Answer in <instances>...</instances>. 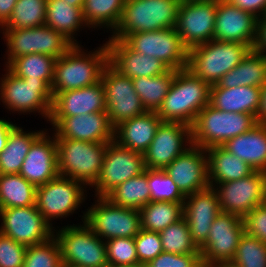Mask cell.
<instances>
[{
    "instance_id": "f907efd6",
    "label": "cell",
    "mask_w": 266,
    "mask_h": 267,
    "mask_svg": "<svg viewBox=\"0 0 266 267\" xmlns=\"http://www.w3.org/2000/svg\"><path fill=\"white\" fill-rule=\"evenodd\" d=\"M234 6L251 12L257 18L266 15V0H229Z\"/></svg>"
},
{
    "instance_id": "5b68a950",
    "label": "cell",
    "mask_w": 266,
    "mask_h": 267,
    "mask_svg": "<svg viewBox=\"0 0 266 267\" xmlns=\"http://www.w3.org/2000/svg\"><path fill=\"white\" fill-rule=\"evenodd\" d=\"M256 124V119L251 114L224 112L208 104L199 112L191 126L192 145L203 149L222 146Z\"/></svg>"
},
{
    "instance_id": "f546056e",
    "label": "cell",
    "mask_w": 266,
    "mask_h": 267,
    "mask_svg": "<svg viewBox=\"0 0 266 267\" xmlns=\"http://www.w3.org/2000/svg\"><path fill=\"white\" fill-rule=\"evenodd\" d=\"M206 152L208 153V179L211 187L216 183L244 178L254 171L247 163L223 146L210 147L206 149Z\"/></svg>"
},
{
    "instance_id": "836d02e7",
    "label": "cell",
    "mask_w": 266,
    "mask_h": 267,
    "mask_svg": "<svg viewBox=\"0 0 266 267\" xmlns=\"http://www.w3.org/2000/svg\"><path fill=\"white\" fill-rule=\"evenodd\" d=\"M37 187L18 174H0V209L36 203Z\"/></svg>"
},
{
    "instance_id": "e0dca14e",
    "label": "cell",
    "mask_w": 266,
    "mask_h": 267,
    "mask_svg": "<svg viewBox=\"0 0 266 267\" xmlns=\"http://www.w3.org/2000/svg\"><path fill=\"white\" fill-rule=\"evenodd\" d=\"M244 232L243 218L220 212L211 225L207 241L199 248L202 265L231 262Z\"/></svg>"
},
{
    "instance_id": "7bdbcfd3",
    "label": "cell",
    "mask_w": 266,
    "mask_h": 267,
    "mask_svg": "<svg viewBox=\"0 0 266 267\" xmlns=\"http://www.w3.org/2000/svg\"><path fill=\"white\" fill-rule=\"evenodd\" d=\"M23 267H63L55 236L44 243L27 246Z\"/></svg>"
},
{
    "instance_id": "277c9868",
    "label": "cell",
    "mask_w": 266,
    "mask_h": 267,
    "mask_svg": "<svg viewBox=\"0 0 266 267\" xmlns=\"http://www.w3.org/2000/svg\"><path fill=\"white\" fill-rule=\"evenodd\" d=\"M251 50L249 45L242 43L211 40L189 49L187 69L213 85L236 67Z\"/></svg>"
},
{
    "instance_id": "d590c367",
    "label": "cell",
    "mask_w": 266,
    "mask_h": 267,
    "mask_svg": "<svg viewBox=\"0 0 266 267\" xmlns=\"http://www.w3.org/2000/svg\"><path fill=\"white\" fill-rule=\"evenodd\" d=\"M176 71L169 69L158 76L132 79L134 89L146 111H157L159 109L171 88Z\"/></svg>"
},
{
    "instance_id": "7c38bea8",
    "label": "cell",
    "mask_w": 266,
    "mask_h": 267,
    "mask_svg": "<svg viewBox=\"0 0 266 267\" xmlns=\"http://www.w3.org/2000/svg\"><path fill=\"white\" fill-rule=\"evenodd\" d=\"M83 188L85 185L80 181L58 175L37 187L36 208L52 227L51 220L67 217L81 206L80 204L86 199L84 193L86 190Z\"/></svg>"
},
{
    "instance_id": "b9f144b4",
    "label": "cell",
    "mask_w": 266,
    "mask_h": 267,
    "mask_svg": "<svg viewBox=\"0 0 266 267\" xmlns=\"http://www.w3.org/2000/svg\"><path fill=\"white\" fill-rule=\"evenodd\" d=\"M148 186L150 202H184L186 197L169 174L161 169H148Z\"/></svg>"
},
{
    "instance_id": "ee69618b",
    "label": "cell",
    "mask_w": 266,
    "mask_h": 267,
    "mask_svg": "<svg viewBox=\"0 0 266 267\" xmlns=\"http://www.w3.org/2000/svg\"><path fill=\"white\" fill-rule=\"evenodd\" d=\"M231 262L237 267H266V243L244 232Z\"/></svg>"
},
{
    "instance_id": "f1b7e54d",
    "label": "cell",
    "mask_w": 266,
    "mask_h": 267,
    "mask_svg": "<svg viewBox=\"0 0 266 267\" xmlns=\"http://www.w3.org/2000/svg\"><path fill=\"white\" fill-rule=\"evenodd\" d=\"M222 146L254 171L266 173V125L257 123L249 131L231 138Z\"/></svg>"
},
{
    "instance_id": "7dc6e473",
    "label": "cell",
    "mask_w": 266,
    "mask_h": 267,
    "mask_svg": "<svg viewBox=\"0 0 266 267\" xmlns=\"http://www.w3.org/2000/svg\"><path fill=\"white\" fill-rule=\"evenodd\" d=\"M27 247L0 233V267H23Z\"/></svg>"
},
{
    "instance_id": "484cf974",
    "label": "cell",
    "mask_w": 266,
    "mask_h": 267,
    "mask_svg": "<svg viewBox=\"0 0 266 267\" xmlns=\"http://www.w3.org/2000/svg\"><path fill=\"white\" fill-rule=\"evenodd\" d=\"M94 112H107L105 90L101 81L58 93L53 98L50 117H70Z\"/></svg>"
},
{
    "instance_id": "9a60e30c",
    "label": "cell",
    "mask_w": 266,
    "mask_h": 267,
    "mask_svg": "<svg viewBox=\"0 0 266 267\" xmlns=\"http://www.w3.org/2000/svg\"><path fill=\"white\" fill-rule=\"evenodd\" d=\"M146 169L143 153L108 142L103 167L95 187L96 197H106L120 183L141 174Z\"/></svg>"
},
{
    "instance_id": "d6986e66",
    "label": "cell",
    "mask_w": 266,
    "mask_h": 267,
    "mask_svg": "<svg viewBox=\"0 0 266 267\" xmlns=\"http://www.w3.org/2000/svg\"><path fill=\"white\" fill-rule=\"evenodd\" d=\"M186 143L189 145H185ZM186 146H192L191 126L180 122H162L143 153L145 167L164 170L189 148Z\"/></svg>"
},
{
    "instance_id": "db71d44e",
    "label": "cell",
    "mask_w": 266,
    "mask_h": 267,
    "mask_svg": "<svg viewBox=\"0 0 266 267\" xmlns=\"http://www.w3.org/2000/svg\"><path fill=\"white\" fill-rule=\"evenodd\" d=\"M255 119L256 123L266 125V82L261 87V98Z\"/></svg>"
},
{
    "instance_id": "f5cc1de1",
    "label": "cell",
    "mask_w": 266,
    "mask_h": 267,
    "mask_svg": "<svg viewBox=\"0 0 266 267\" xmlns=\"http://www.w3.org/2000/svg\"><path fill=\"white\" fill-rule=\"evenodd\" d=\"M17 0H0V27L10 18Z\"/></svg>"
},
{
    "instance_id": "60d3db41",
    "label": "cell",
    "mask_w": 266,
    "mask_h": 267,
    "mask_svg": "<svg viewBox=\"0 0 266 267\" xmlns=\"http://www.w3.org/2000/svg\"><path fill=\"white\" fill-rule=\"evenodd\" d=\"M163 252L172 254L200 253L189 232L187 221L182 217L159 233Z\"/></svg>"
},
{
    "instance_id": "603a6c76",
    "label": "cell",
    "mask_w": 266,
    "mask_h": 267,
    "mask_svg": "<svg viewBox=\"0 0 266 267\" xmlns=\"http://www.w3.org/2000/svg\"><path fill=\"white\" fill-rule=\"evenodd\" d=\"M220 212L217 194L211 186L185 197L183 217L198 248L207 241L211 225Z\"/></svg>"
},
{
    "instance_id": "52a82bcc",
    "label": "cell",
    "mask_w": 266,
    "mask_h": 267,
    "mask_svg": "<svg viewBox=\"0 0 266 267\" xmlns=\"http://www.w3.org/2000/svg\"><path fill=\"white\" fill-rule=\"evenodd\" d=\"M59 229L57 239L63 267H109L106 243L85 223Z\"/></svg>"
},
{
    "instance_id": "8d00e7d4",
    "label": "cell",
    "mask_w": 266,
    "mask_h": 267,
    "mask_svg": "<svg viewBox=\"0 0 266 267\" xmlns=\"http://www.w3.org/2000/svg\"><path fill=\"white\" fill-rule=\"evenodd\" d=\"M184 202H149L140 211L141 229L160 233L183 217Z\"/></svg>"
},
{
    "instance_id": "44dd1931",
    "label": "cell",
    "mask_w": 266,
    "mask_h": 267,
    "mask_svg": "<svg viewBox=\"0 0 266 267\" xmlns=\"http://www.w3.org/2000/svg\"><path fill=\"white\" fill-rule=\"evenodd\" d=\"M55 128V138L80 140L84 142H111L114 127L107 112H94L70 117H50Z\"/></svg>"
},
{
    "instance_id": "ffe728a7",
    "label": "cell",
    "mask_w": 266,
    "mask_h": 267,
    "mask_svg": "<svg viewBox=\"0 0 266 267\" xmlns=\"http://www.w3.org/2000/svg\"><path fill=\"white\" fill-rule=\"evenodd\" d=\"M258 18L234 6L229 0H217L213 40L238 42L255 48Z\"/></svg>"
},
{
    "instance_id": "7402d4cb",
    "label": "cell",
    "mask_w": 266,
    "mask_h": 267,
    "mask_svg": "<svg viewBox=\"0 0 266 267\" xmlns=\"http://www.w3.org/2000/svg\"><path fill=\"white\" fill-rule=\"evenodd\" d=\"M206 153V154H205ZM164 171L185 195L208 188V156L206 149L190 146L176 157Z\"/></svg>"
},
{
    "instance_id": "ac0fdd59",
    "label": "cell",
    "mask_w": 266,
    "mask_h": 267,
    "mask_svg": "<svg viewBox=\"0 0 266 267\" xmlns=\"http://www.w3.org/2000/svg\"><path fill=\"white\" fill-rule=\"evenodd\" d=\"M0 217V233L26 247L48 241L56 231L45 221L36 205L3 208Z\"/></svg>"
},
{
    "instance_id": "d6a6232c",
    "label": "cell",
    "mask_w": 266,
    "mask_h": 267,
    "mask_svg": "<svg viewBox=\"0 0 266 267\" xmlns=\"http://www.w3.org/2000/svg\"><path fill=\"white\" fill-rule=\"evenodd\" d=\"M26 133L22 128L15 126L9 132L7 144L0 153V174L20 173L23 161L29 151L31 144L43 133Z\"/></svg>"
},
{
    "instance_id": "c3c4849f",
    "label": "cell",
    "mask_w": 266,
    "mask_h": 267,
    "mask_svg": "<svg viewBox=\"0 0 266 267\" xmlns=\"http://www.w3.org/2000/svg\"><path fill=\"white\" fill-rule=\"evenodd\" d=\"M148 267H203L200 253L172 254L162 252L151 260Z\"/></svg>"
},
{
    "instance_id": "1f68e13d",
    "label": "cell",
    "mask_w": 266,
    "mask_h": 267,
    "mask_svg": "<svg viewBox=\"0 0 266 267\" xmlns=\"http://www.w3.org/2000/svg\"><path fill=\"white\" fill-rule=\"evenodd\" d=\"M45 25L60 32L73 45H78L74 34L81 26H86L82 7L71 6L64 0H47ZM76 41V42H75Z\"/></svg>"
},
{
    "instance_id": "11a10c76",
    "label": "cell",
    "mask_w": 266,
    "mask_h": 267,
    "mask_svg": "<svg viewBox=\"0 0 266 267\" xmlns=\"http://www.w3.org/2000/svg\"><path fill=\"white\" fill-rule=\"evenodd\" d=\"M15 125L4 119H0V153L3 151L7 144L9 132Z\"/></svg>"
},
{
    "instance_id": "816d5d0a",
    "label": "cell",
    "mask_w": 266,
    "mask_h": 267,
    "mask_svg": "<svg viewBox=\"0 0 266 267\" xmlns=\"http://www.w3.org/2000/svg\"><path fill=\"white\" fill-rule=\"evenodd\" d=\"M254 49L266 56V15L258 18L257 42Z\"/></svg>"
},
{
    "instance_id": "8fae6325",
    "label": "cell",
    "mask_w": 266,
    "mask_h": 267,
    "mask_svg": "<svg viewBox=\"0 0 266 267\" xmlns=\"http://www.w3.org/2000/svg\"><path fill=\"white\" fill-rule=\"evenodd\" d=\"M123 41L135 52L157 58L170 69L182 70L188 66L189 49L175 28L132 33Z\"/></svg>"
},
{
    "instance_id": "4dcf8cb0",
    "label": "cell",
    "mask_w": 266,
    "mask_h": 267,
    "mask_svg": "<svg viewBox=\"0 0 266 267\" xmlns=\"http://www.w3.org/2000/svg\"><path fill=\"white\" fill-rule=\"evenodd\" d=\"M266 82V56L255 49L230 72L226 73L219 81L218 85L225 88L238 86L262 87Z\"/></svg>"
},
{
    "instance_id": "681fc988",
    "label": "cell",
    "mask_w": 266,
    "mask_h": 267,
    "mask_svg": "<svg viewBox=\"0 0 266 267\" xmlns=\"http://www.w3.org/2000/svg\"><path fill=\"white\" fill-rule=\"evenodd\" d=\"M246 234L266 243V202L253 208L243 217Z\"/></svg>"
},
{
    "instance_id": "4316f807",
    "label": "cell",
    "mask_w": 266,
    "mask_h": 267,
    "mask_svg": "<svg viewBox=\"0 0 266 267\" xmlns=\"http://www.w3.org/2000/svg\"><path fill=\"white\" fill-rule=\"evenodd\" d=\"M162 122L156 111H146L116 126L114 141L129 150L144 153Z\"/></svg>"
},
{
    "instance_id": "6da1fadb",
    "label": "cell",
    "mask_w": 266,
    "mask_h": 267,
    "mask_svg": "<svg viewBox=\"0 0 266 267\" xmlns=\"http://www.w3.org/2000/svg\"><path fill=\"white\" fill-rule=\"evenodd\" d=\"M211 85L189 69L177 70L168 94L156 111L163 122L192 126L199 112L210 104Z\"/></svg>"
},
{
    "instance_id": "f6af8a7d",
    "label": "cell",
    "mask_w": 266,
    "mask_h": 267,
    "mask_svg": "<svg viewBox=\"0 0 266 267\" xmlns=\"http://www.w3.org/2000/svg\"><path fill=\"white\" fill-rule=\"evenodd\" d=\"M109 267L139 264L134 238L119 237L105 240Z\"/></svg>"
},
{
    "instance_id": "7a4b0ae2",
    "label": "cell",
    "mask_w": 266,
    "mask_h": 267,
    "mask_svg": "<svg viewBox=\"0 0 266 267\" xmlns=\"http://www.w3.org/2000/svg\"><path fill=\"white\" fill-rule=\"evenodd\" d=\"M109 63L107 44L86 54L80 45H73L56 60L51 85L53 98L60 92L84 88L101 81V74Z\"/></svg>"
},
{
    "instance_id": "e575fe53",
    "label": "cell",
    "mask_w": 266,
    "mask_h": 267,
    "mask_svg": "<svg viewBox=\"0 0 266 267\" xmlns=\"http://www.w3.org/2000/svg\"><path fill=\"white\" fill-rule=\"evenodd\" d=\"M106 198L115 205L140 210L150 202L148 169L146 168L141 174L120 183Z\"/></svg>"
},
{
    "instance_id": "d4e9b609",
    "label": "cell",
    "mask_w": 266,
    "mask_h": 267,
    "mask_svg": "<svg viewBox=\"0 0 266 267\" xmlns=\"http://www.w3.org/2000/svg\"><path fill=\"white\" fill-rule=\"evenodd\" d=\"M106 44L109 63L131 79L158 76L170 69L157 58L135 52L121 39H109Z\"/></svg>"
},
{
    "instance_id": "cb8c5ba5",
    "label": "cell",
    "mask_w": 266,
    "mask_h": 267,
    "mask_svg": "<svg viewBox=\"0 0 266 267\" xmlns=\"http://www.w3.org/2000/svg\"><path fill=\"white\" fill-rule=\"evenodd\" d=\"M45 131L31 144L20 169V175L39 187L56 178L58 173L57 144Z\"/></svg>"
},
{
    "instance_id": "ba28073f",
    "label": "cell",
    "mask_w": 266,
    "mask_h": 267,
    "mask_svg": "<svg viewBox=\"0 0 266 267\" xmlns=\"http://www.w3.org/2000/svg\"><path fill=\"white\" fill-rule=\"evenodd\" d=\"M7 74L0 81V99L11 111L37 112L50 119L53 95L44 80L20 78L6 67Z\"/></svg>"
},
{
    "instance_id": "83f0119b",
    "label": "cell",
    "mask_w": 266,
    "mask_h": 267,
    "mask_svg": "<svg viewBox=\"0 0 266 267\" xmlns=\"http://www.w3.org/2000/svg\"><path fill=\"white\" fill-rule=\"evenodd\" d=\"M260 98L261 88L257 86L225 88L216 83L210 88V105L224 112L247 113L256 117Z\"/></svg>"
},
{
    "instance_id": "74e56055",
    "label": "cell",
    "mask_w": 266,
    "mask_h": 267,
    "mask_svg": "<svg viewBox=\"0 0 266 267\" xmlns=\"http://www.w3.org/2000/svg\"><path fill=\"white\" fill-rule=\"evenodd\" d=\"M56 60L53 56L34 53L14 58L5 67L20 78L44 80L51 87Z\"/></svg>"
},
{
    "instance_id": "680465c9",
    "label": "cell",
    "mask_w": 266,
    "mask_h": 267,
    "mask_svg": "<svg viewBox=\"0 0 266 267\" xmlns=\"http://www.w3.org/2000/svg\"><path fill=\"white\" fill-rule=\"evenodd\" d=\"M127 267H148L147 264H136V265H130V266H127Z\"/></svg>"
},
{
    "instance_id": "f35d334b",
    "label": "cell",
    "mask_w": 266,
    "mask_h": 267,
    "mask_svg": "<svg viewBox=\"0 0 266 267\" xmlns=\"http://www.w3.org/2000/svg\"><path fill=\"white\" fill-rule=\"evenodd\" d=\"M125 0H84L83 19L88 27L110 28L113 32L118 25Z\"/></svg>"
},
{
    "instance_id": "bcb514c9",
    "label": "cell",
    "mask_w": 266,
    "mask_h": 267,
    "mask_svg": "<svg viewBox=\"0 0 266 267\" xmlns=\"http://www.w3.org/2000/svg\"><path fill=\"white\" fill-rule=\"evenodd\" d=\"M138 261L148 264L163 252L161 238L158 232L141 229L134 238Z\"/></svg>"
},
{
    "instance_id": "5bb4252c",
    "label": "cell",
    "mask_w": 266,
    "mask_h": 267,
    "mask_svg": "<svg viewBox=\"0 0 266 267\" xmlns=\"http://www.w3.org/2000/svg\"><path fill=\"white\" fill-rule=\"evenodd\" d=\"M101 82L105 90L107 114L114 128L121 122L146 112L132 79L122 75L110 63L103 69Z\"/></svg>"
},
{
    "instance_id": "30bf717a",
    "label": "cell",
    "mask_w": 266,
    "mask_h": 267,
    "mask_svg": "<svg viewBox=\"0 0 266 267\" xmlns=\"http://www.w3.org/2000/svg\"><path fill=\"white\" fill-rule=\"evenodd\" d=\"M2 30L8 48L6 66L14 58L34 53L53 56L58 59L73 46L60 32L47 25Z\"/></svg>"
},
{
    "instance_id": "2e32d148",
    "label": "cell",
    "mask_w": 266,
    "mask_h": 267,
    "mask_svg": "<svg viewBox=\"0 0 266 267\" xmlns=\"http://www.w3.org/2000/svg\"><path fill=\"white\" fill-rule=\"evenodd\" d=\"M216 10L217 0L181 1L174 28L188 49L213 40Z\"/></svg>"
},
{
    "instance_id": "6f0895ef",
    "label": "cell",
    "mask_w": 266,
    "mask_h": 267,
    "mask_svg": "<svg viewBox=\"0 0 266 267\" xmlns=\"http://www.w3.org/2000/svg\"><path fill=\"white\" fill-rule=\"evenodd\" d=\"M70 3L71 6L82 7L84 0H64Z\"/></svg>"
},
{
    "instance_id": "9c48e42d",
    "label": "cell",
    "mask_w": 266,
    "mask_h": 267,
    "mask_svg": "<svg viewBox=\"0 0 266 267\" xmlns=\"http://www.w3.org/2000/svg\"><path fill=\"white\" fill-rule=\"evenodd\" d=\"M97 203L82 217L92 231L106 240L128 237L135 238L141 230L140 211L113 204L106 197H96Z\"/></svg>"
},
{
    "instance_id": "8992f818",
    "label": "cell",
    "mask_w": 266,
    "mask_h": 267,
    "mask_svg": "<svg viewBox=\"0 0 266 267\" xmlns=\"http://www.w3.org/2000/svg\"><path fill=\"white\" fill-rule=\"evenodd\" d=\"M56 144L59 175L93 187L103 167L108 142L56 138Z\"/></svg>"
},
{
    "instance_id": "3957f363",
    "label": "cell",
    "mask_w": 266,
    "mask_h": 267,
    "mask_svg": "<svg viewBox=\"0 0 266 267\" xmlns=\"http://www.w3.org/2000/svg\"><path fill=\"white\" fill-rule=\"evenodd\" d=\"M182 0H125L118 25L109 39L129 34L174 28Z\"/></svg>"
},
{
    "instance_id": "ab89813d",
    "label": "cell",
    "mask_w": 266,
    "mask_h": 267,
    "mask_svg": "<svg viewBox=\"0 0 266 267\" xmlns=\"http://www.w3.org/2000/svg\"><path fill=\"white\" fill-rule=\"evenodd\" d=\"M47 0H17L2 29L33 28L45 25Z\"/></svg>"
},
{
    "instance_id": "9f6ffc18",
    "label": "cell",
    "mask_w": 266,
    "mask_h": 267,
    "mask_svg": "<svg viewBox=\"0 0 266 267\" xmlns=\"http://www.w3.org/2000/svg\"><path fill=\"white\" fill-rule=\"evenodd\" d=\"M208 267H237V266L234 265L232 262H221V263L212 264Z\"/></svg>"
},
{
    "instance_id": "4fadbf2b",
    "label": "cell",
    "mask_w": 266,
    "mask_h": 267,
    "mask_svg": "<svg viewBox=\"0 0 266 267\" xmlns=\"http://www.w3.org/2000/svg\"><path fill=\"white\" fill-rule=\"evenodd\" d=\"M216 184L212 188L217 194L221 212L243 218L253 208L266 202L265 172L253 171L244 178Z\"/></svg>"
}]
</instances>
